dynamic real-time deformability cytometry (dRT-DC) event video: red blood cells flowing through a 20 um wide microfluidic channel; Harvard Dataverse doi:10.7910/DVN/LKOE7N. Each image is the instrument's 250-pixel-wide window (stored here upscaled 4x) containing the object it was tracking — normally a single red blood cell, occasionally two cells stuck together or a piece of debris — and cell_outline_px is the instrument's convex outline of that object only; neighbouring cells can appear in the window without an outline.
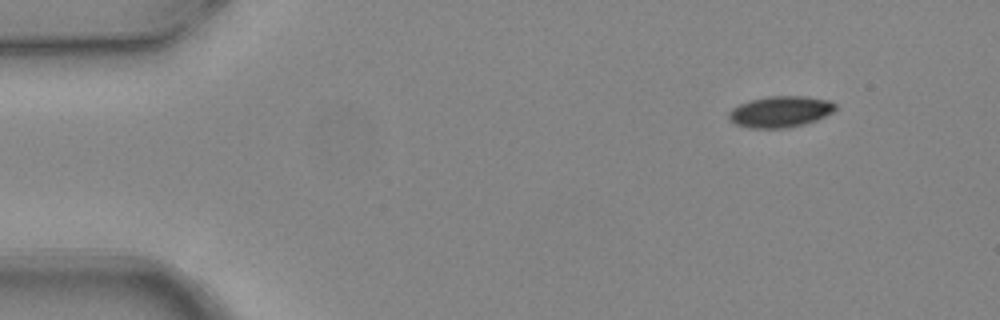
{"species": "common noctule bat (a hibernating species)", "species_latin": "Nyctalus noctula", "temperature_condition": "warm", "stored_images_in_passage": 7, "camera_frame_rate_fps": 3000, "um_per_image_px": 0.085, "animal": {"sex": "female", "body_mass_g": 24.6, "forearm_length_mm": 56.2}, "frame": {"image": 1, "passage_image": 1, "time_ms": 0.0, "image_size_px": [1000, 320], "cell_outline_px": [[836, 108], [832, 112], [816, 120], [804, 124], [788, 128], [748, 128], [736, 124], [728, 120], [728, 112], [732, 108], [740, 104], [752, 100], [768, 96], [804, 96], [832, 100], [836, 104]], "centroid_in_image_um": [66.32, 9.49], "position_along_channel_um": 18.7, "area_um2": 19.48}}
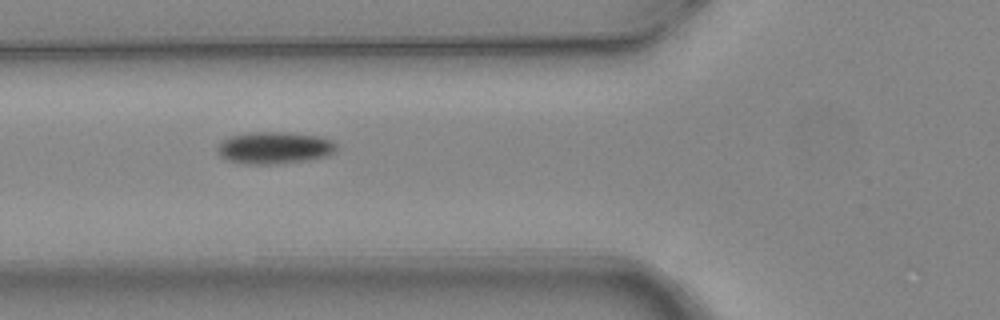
{"frame": {"image": 2, "passage_image": 5, "time_ms": 1.333, "image_size_px": [1000, 320], "cell_outline_px": [[336, 152], [328, 156], [308, 160], [272, 164], [244, 164], [228, 160], [220, 156], [216, 152], [216, 148], [228, 136], [252, 132], [292, 132], [320, 136], [332, 140], [336, 144]], "centroid_in_image_um": [23.34, 12.56], "position_along_channel_um": 102.5, "area_um2": 22.48}}
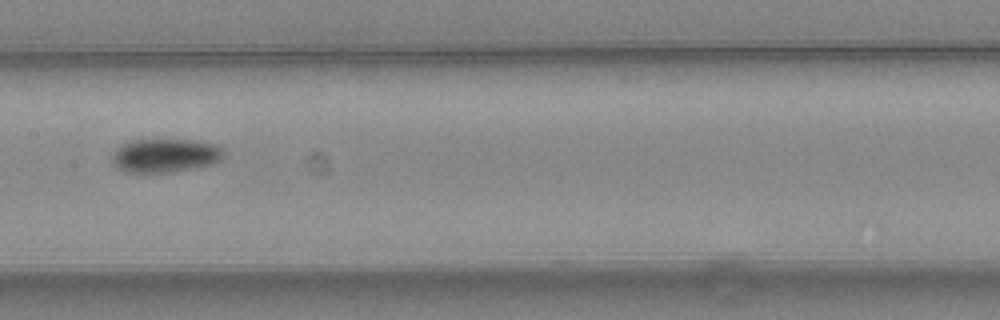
{"frame": {"image": 3, "passage_image": 7, "time_ms": 2.0, "image_size_px": [1000, 320], "cell_outline_px": [[224, 152], [220, 160], [212, 164], [172, 172], [128, 172], [112, 164], [112, 156], [124, 144], [132, 140], [188, 140], [212, 144], [220, 148]], "centroid_in_image_um": [14.04, 13.23], "position_along_channel_um": 193.4, "area_um2": 21.27}}